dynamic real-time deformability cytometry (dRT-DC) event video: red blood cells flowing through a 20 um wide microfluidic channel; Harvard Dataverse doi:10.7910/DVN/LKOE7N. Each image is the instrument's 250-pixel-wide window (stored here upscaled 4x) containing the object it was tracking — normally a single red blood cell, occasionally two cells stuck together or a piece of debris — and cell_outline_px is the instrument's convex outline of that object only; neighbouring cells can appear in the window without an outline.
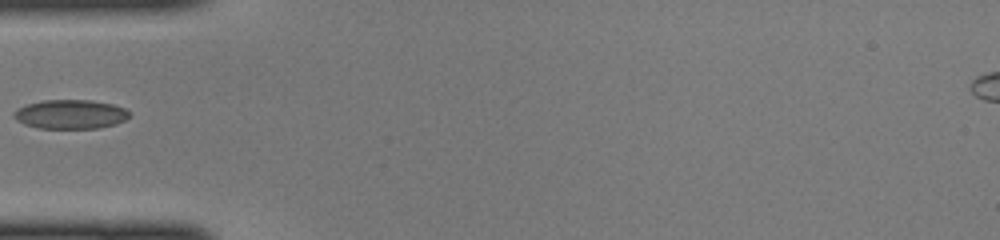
{"species": "common noctule bat (a hibernating species)", "species_latin": "Nyctalus noctula", "temperature_condition": "cold", "stored_images_in_passage": 30, "camera_frame_rate_fps": 3000, "um_per_image_px": 0.085, "animal": {"sex": "female", "body_mass_g": 22.0, "forearm_length_mm": 56.7}, "frame": {"image": 1, "passage_image": 1, "time_ms": 0.0, "image_size_px": [1000, 240], "cell_outline_px": [[128, 116], [124, 120], [116, 124], [96, 128], [36, 128], [24, 124], [16, 120], [12, 116], [12, 112], [16, 108], [28, 104], [44, 100], [92, 100], [112, 104], [124, 108], [128, 112]], "centroid_in_image_um": [5.92, 9.71], "position_along_channel_um": 79.1, "area_um2": 19.59}}
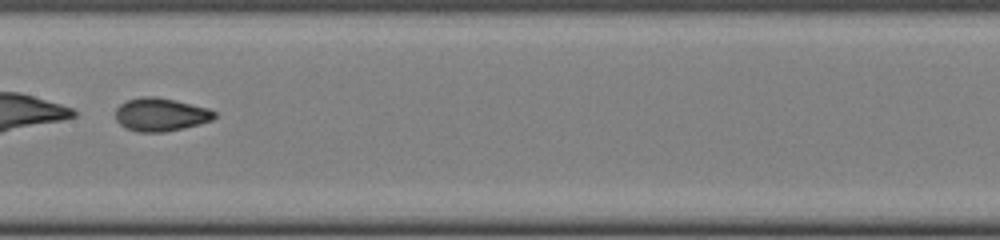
{"frame": {"image": 2, "passage_image": 9, "time_ms": 2.667, "image_size_px": [1000, 240], "cell_outline_px": [[216, 116], [212, 120], [200, 124], [184, 128], [164, 132], [136, 132], [120, 124], [116, 120], [116, 108], [120, 104], [128, 100], [140, 96], [156, 96], [176, 100], [208, 108], [216, 112]], "centroid_in_image_um": [13.67, 9.73], "position_along_channel_um": 193.7, "area_um2": 19.25}}